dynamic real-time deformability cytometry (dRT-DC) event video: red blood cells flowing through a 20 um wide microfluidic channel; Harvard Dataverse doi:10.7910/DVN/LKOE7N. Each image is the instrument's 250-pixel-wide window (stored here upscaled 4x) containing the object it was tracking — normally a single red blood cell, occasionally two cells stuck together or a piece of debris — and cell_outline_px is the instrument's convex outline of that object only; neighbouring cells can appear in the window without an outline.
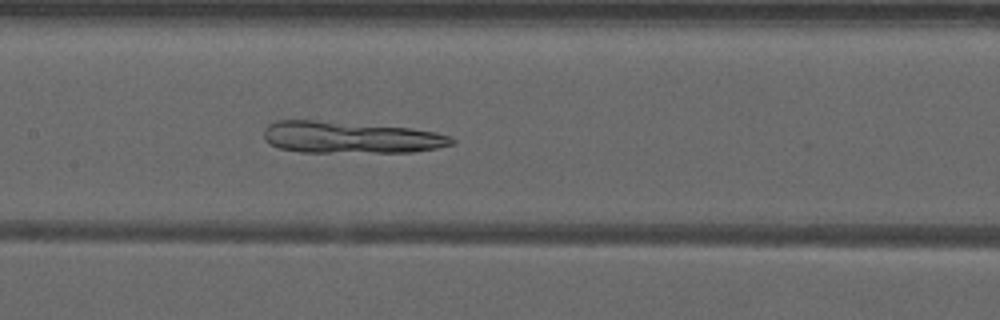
{"species": "common noctule bat (a hibernating species)", "species_latin": "Nyctalus noctula", "temperature_condition": "warm", "stored_images_in_passage": 36, "camera_frame_rate_fps": 3000, "um_per_image_px": 0.085, "animal": {"sex": "male", "forearm_length_mm": 52.5}, "frame": {"image": 1, "passage_image": 10, "time_ms": 3.0, "image_size_px": [1000, 320], "cell_outline_px": [[456, 140], [452, 144], [436, 148], [412, 152], [300, 152], [280, 148], [268, 144], [264, 140], [264, 128], [268, 124], [276, 120], [312, 120], [408, 128], [436, 132], [452, 136]], "centroid_in_image_um": [29.75, 11.68], "position_along_channel_um": 177.6, "area_um2": 34.74}}
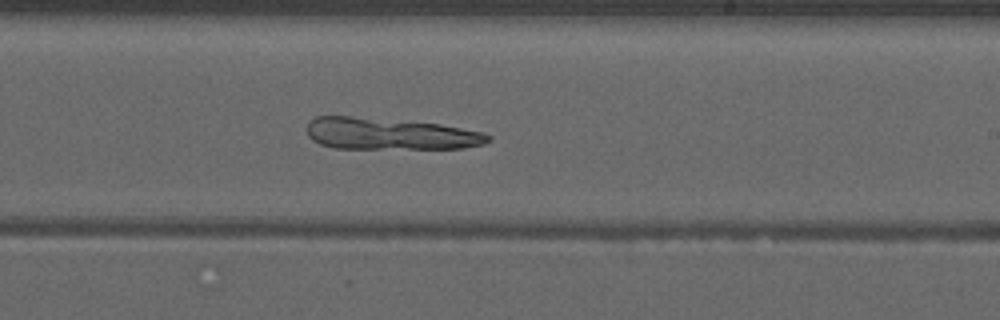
{"frame": {"image": 2, "passage_image": 16, "time_ms": 5.0, "image_size_px": [1000, 320], "cell_outline_px": [[492, 140], [484, 144], [464, 148], [332, 148], [320, 144], [312, 140], [308, 136], [308, 120], [316, 116], [352, 116], [440, 124], [484, 132], [492, 136]], "centroid_in_image_um": [33.14, 11.38], "position_along_channel_um": 255.9, "area_um2": 33.58}}
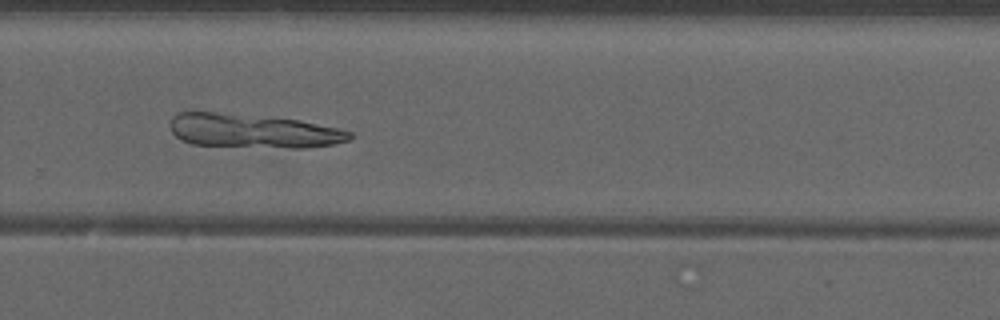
{"frame": {"image": 3, "passage_image": 20, "time_ms": 6.333, "image_size_px": [1000, 320], "cell_outline_px": [[352, 136], [348, 140], [332, 144], [304, 148], [292, 148], [192, 144], [176, 136], [172, 132], [168, 124], [172, 116], [176, 112], [212, 112], [296, 120], [340, 128], [352, 132]], "centroid_in_image_um": [21.47, 11.13], "position_along_channel_um": 308.3, "area_um2": 35.03}}